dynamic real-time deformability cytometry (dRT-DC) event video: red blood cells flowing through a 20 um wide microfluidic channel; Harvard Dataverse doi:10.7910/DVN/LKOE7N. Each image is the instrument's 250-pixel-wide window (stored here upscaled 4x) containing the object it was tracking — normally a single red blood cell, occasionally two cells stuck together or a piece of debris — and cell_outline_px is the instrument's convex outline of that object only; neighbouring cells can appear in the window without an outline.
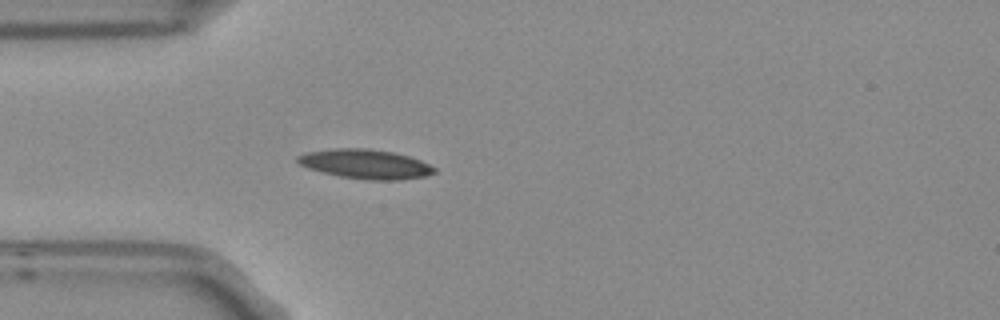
{"species": "Egyptian fruit bat (a non-hibernating species)", "species_latin": "Rousettus aegyptiacus", "temperature_condition": "room temperature", "stored_images_in_passage": 4, "camera_frame_rate_fps": 3000, "um_per_image_px": 0.085, "frame": {"image": 1, "passage_image": 4, "time_ms": 1.0, "image_size_px": [1000, 320], "cell_outline_px": [[436, 172], [424, 176], [400, 180], [368, 180], [340, 176], [308, 168], [300, 164], [296, 160], [296, 156], [304, 152], [332, 148], [368, 148], [392, 152], [408, 156], [420, 160], [436, 168]], "centroid_in_image_um": [31.04, 13.93], "position_along_channel_um": 54.0, "area_um2": 23.41}}